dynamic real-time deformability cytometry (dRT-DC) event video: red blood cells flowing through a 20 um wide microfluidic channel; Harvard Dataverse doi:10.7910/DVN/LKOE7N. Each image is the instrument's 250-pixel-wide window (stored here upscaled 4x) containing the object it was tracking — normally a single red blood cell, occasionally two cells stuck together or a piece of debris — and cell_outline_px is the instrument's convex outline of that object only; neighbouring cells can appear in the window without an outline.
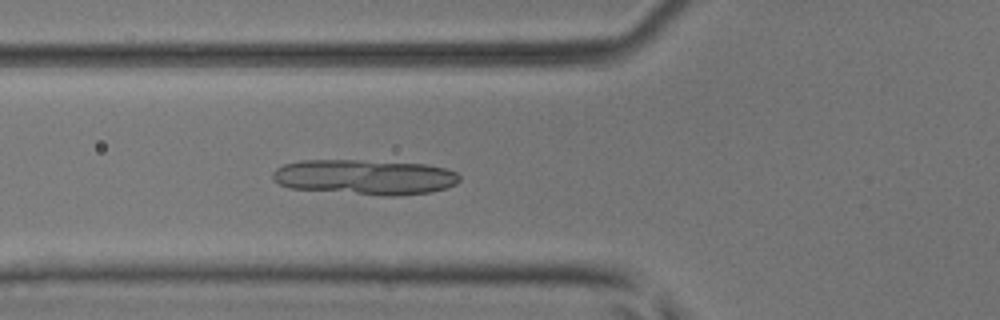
{"species": "common noctule bat (a hibernating species)", "species_latin": "Nyctalus noctula", "temperature_condition": "room temperature", "stored_images_in_passage": 49, "camera_frame_rate_fps": 3000, "um_per_image_px": 0.085, "animal": {"sex": "male", "body_mass_g": 17.9, "forearm_length_mm": 54.2}, "frame": {"image": 1, "passage_image": 18, "time_ms": 5.667, "image_size_px": [1000, 320], "cell_outline_px": [[460, 180], [456, 184], [448, 188], [432, 192], [400, 196], [388, 196], [288, 188], [272, 180], [272, 172], [276, 168], [284, 164], [304, 160], [356, 160], [428, 164], [444, 168], [456, 172], [460, 176]], "centroid_in_image_um": [31.03, 15.06], "position_along_channel_um": 94.8, "area_um2": 38.55}}
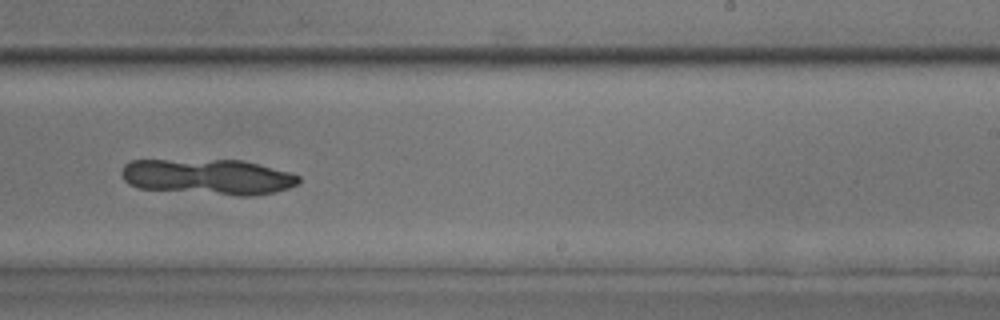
{"frame": {"image": 2, "passage_image": 31, "time_ms": 10.0, "image_size_px": [1000, 320], "cell_outline_px": [[300, 180], [296, 184], [288, 188], [276, 192], [252, 196], [240, 196], [140, 188], [128, 184], [120, 176], [120, 172], [124, 164], [132, 160], [244, 160], [288, 172], [300, 176]], "centroid_in_image_um": [17.66, 15.03], "position_along_channel_um": 271.3, "area_um2": 36.82}}
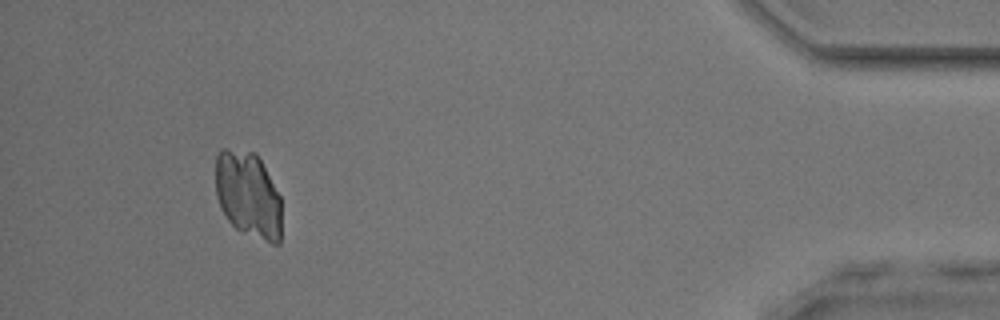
{"frame": {"image": 3, "passage_image": 46, "time_ms": 15.0, "image_size_px": [1000, 320], "cell_outline_px": [[280, 244], [272, 244], [240, 232], [228, 220], [220, 208], [216, 196], [216, 156], [220, 148], [228, 148], [256, 152], [280, 196]], "centroid_in_image_um": [21.07, 16.55], "position_along_channel_um": 414.1, "area_um2": 33.47}}